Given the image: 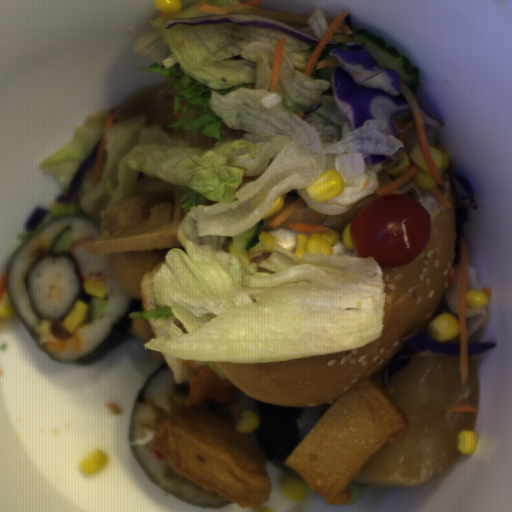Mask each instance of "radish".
Masks as SVG:
<instances>
[{
    "label": "radish",
    "mask_w": 512,
    "mask_h": 512,
    "mask_svg": "<svg viewBox=\"0 0 512 512\" xmlns=\"http://www.w3.org/2000/svg\"><path fill=\"white\" fill-rule=\"evenodd\" d=\"M370 378L407 415L409 425L352 479L353 485L411 488L453 464L462 454L457 436L474 429L478 412H450L453 406L478 411L481 380L474 355H468V380L462 385L460 354L425 350L391 376Z\"/></svg>",
    "instance_id": "radish-1"
}]
</instances>
